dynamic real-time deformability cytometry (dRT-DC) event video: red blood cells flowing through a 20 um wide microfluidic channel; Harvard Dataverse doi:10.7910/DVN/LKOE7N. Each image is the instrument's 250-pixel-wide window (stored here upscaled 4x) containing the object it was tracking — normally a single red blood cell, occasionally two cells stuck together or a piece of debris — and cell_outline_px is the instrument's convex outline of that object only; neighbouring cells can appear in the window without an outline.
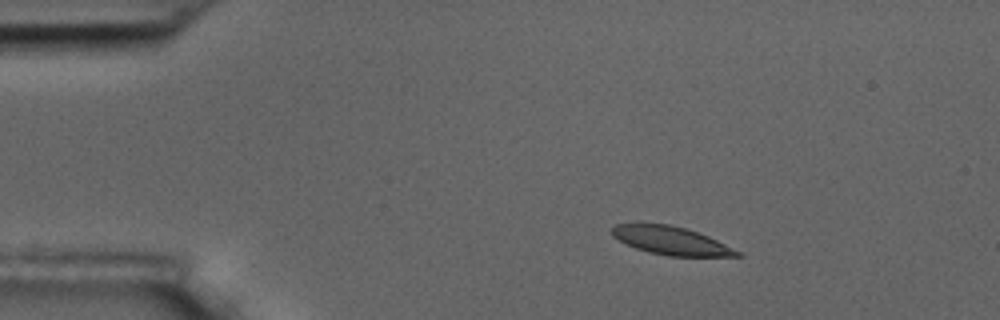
{"species": "common noctule bat (a hibernating species)", "species_latin": "Nyctalus noctula", "temperature_condition": "room temperature", "stored_images_in_passage": 48, "camera_frame_rate_fps": 3000, "um_per_image_px": 0.085, "animal": {"sex": "male", "body_mass_g": 17.5, "forearm_length_mm": 52.3}, "frame": {"image": 1, "passage_image": 1, "time_ms": 0.0, "image_size_px": [1000, 320], "cell_outline_px": [[744, 256], [668, 256], [648, 252], [636, 248], [612, 236], [612, 228], [616, 224], [668, 224], [684, 228], [708, 236], [740, 252]], "centroid_in_image_um": [57.03, 20.46], "position_along_channel_um": 28.0, "area_um2": 20.11}}
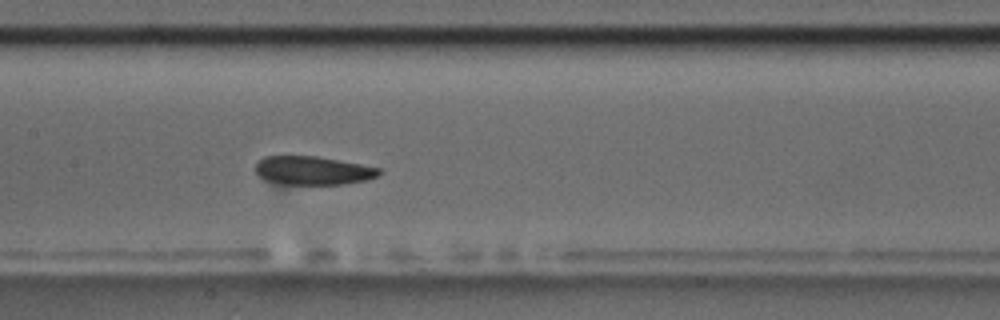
{"frame": {"image": 2, "passage_image": 19, "time_ms": 6.0, "image_size_px": [1000, 320], "cell_outline_px": [[384, 172], [376, 176], [364, 180], [340, 184], [280, 184], [264, 180], [256, 172], [256, 160], [264, 156], [316, 156], [360, 164], [380, 168]], "centroid_in_image_um": [26.55, 14.49], "position_along_channel_um": 180.9, "area_um2": 20.52}}
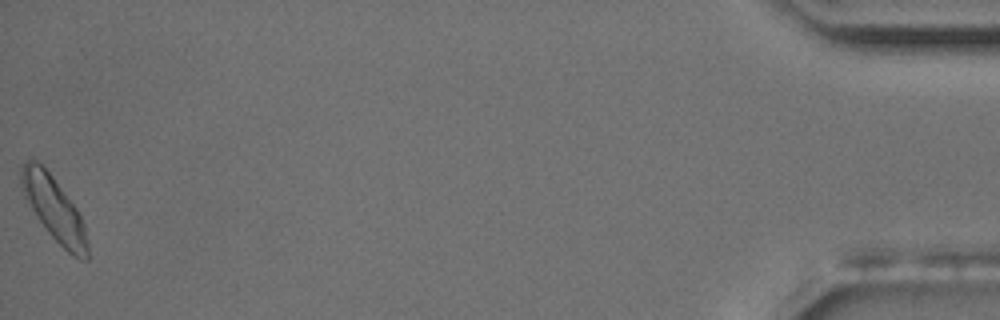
{"frame": {"image": 3, "passage_image": 48, "time_ms": 15.667, "image_size_px": [1000, 320], "cell_outline_px": [[88, 260], [84, 260], [72, 256], [48, 232], [36, 216], [24, 196], [20, 184], [20, 168], [28, 160], [36, 160], [52, 176], [76, 208], [84, 224], [88, 244]], "centroid_in_image_um": [4.59, 17.76], "position_along_channel_um": 430.6, "area_um2": 24.28}, "authors_computed_cell_mechanics": {"area_um2": 21.7328, "velocity_mm_per_s": 3.5783, "shape_relaxation_time_tau1_ms": null, "shape_relaxation_time_tau2_ms": 2.9959, "deformation_change_tau1": null, "deformation_change_tau2": 0.0836}}